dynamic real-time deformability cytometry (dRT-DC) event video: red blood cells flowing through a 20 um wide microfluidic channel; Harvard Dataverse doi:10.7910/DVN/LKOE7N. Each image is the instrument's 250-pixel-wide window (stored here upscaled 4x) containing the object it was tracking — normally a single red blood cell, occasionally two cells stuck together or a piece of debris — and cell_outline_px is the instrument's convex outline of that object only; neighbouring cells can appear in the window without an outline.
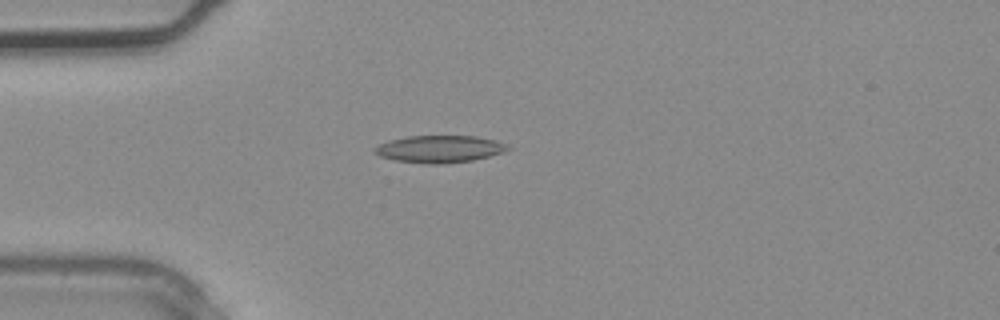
{"species": "common noctule bat (a hibernating species)", "species_latin": "Nyctalus noctula", "temperature_condition": "warm", "stored_images_in_passage": 2, "camera_frame_rate_fps": 3000, "um_per_image_px": 0.085, "animal": {"sex": "male", "body_mass_g": 20.4}, "frame": {"image": 1, "passage_image": 2, "time_ms": 0.333, "image_size_px": [1000, 320], "cell_outline_px": [[512, 148], [504, 152], [472, 160], [444, 164], [428, 164], [396, 160], [380, 156], [372, 152], [372, 148], [388, 140], [408, 136], [476, 136], [496, 140]], "centroid_in_image_um": [37.33, 12.66], "position_along_channel_um": 47.7, "area_um2": 21.1}}